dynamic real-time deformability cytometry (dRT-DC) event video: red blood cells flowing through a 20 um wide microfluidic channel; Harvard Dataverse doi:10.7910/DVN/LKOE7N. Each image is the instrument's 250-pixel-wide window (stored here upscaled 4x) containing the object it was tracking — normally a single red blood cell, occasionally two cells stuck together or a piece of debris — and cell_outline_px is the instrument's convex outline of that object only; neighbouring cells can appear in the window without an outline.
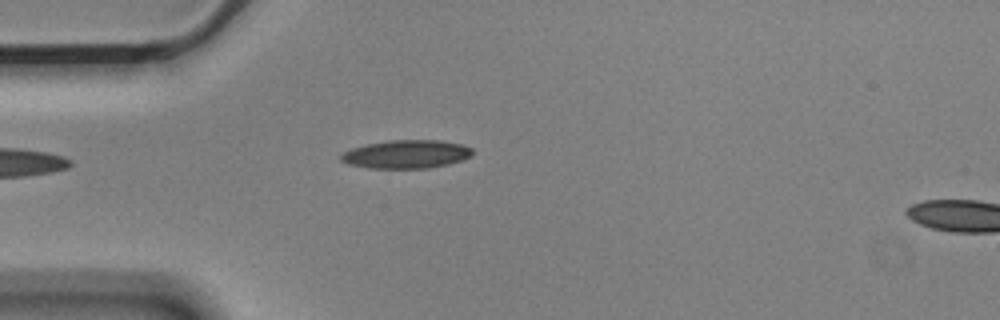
{"species": "Egyptian fruit bat (a non-hibernating species)", "species_latin": "Rousettus aegyptiacus", "temperature_condition": "cold", "stored_images_in_passage": 5, "camera_frame_rate_fps": 3000, "um_per_image_px": 0.085, "animal": {"sex": "male"}, "frame": {"image": 1, "passage_image": 4, "time_ms": 1.0, "image_size_px": [1000, 320], "cell_outline_px": [[472, 156], [448, 164], [428, 168], [368, 168], [348, 164], [340, 160], [340, 156], [344, 152], [352, 148], [368, 144], [392, 140], [440, 140], [460, 144], [472, 148]], "centroid_in_image_um": [34.53, 13.11], "position_along_channel_um": 50.5, "area_um2": 21.56}}